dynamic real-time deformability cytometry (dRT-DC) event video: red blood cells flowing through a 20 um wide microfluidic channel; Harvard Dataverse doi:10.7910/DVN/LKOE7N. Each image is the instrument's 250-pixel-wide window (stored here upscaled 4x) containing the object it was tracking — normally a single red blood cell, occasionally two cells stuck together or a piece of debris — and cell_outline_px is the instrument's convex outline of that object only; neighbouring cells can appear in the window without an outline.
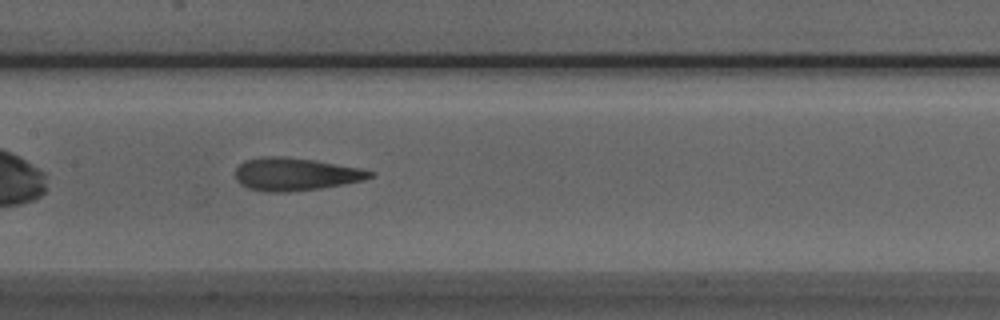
{"species": "Egyptian fruit bat (a non-hibernating species)", "species_latin": "Rousettus aegyptiacus", "temperature_condition": "room temperature", "stored_images_in_passage": 35, "camera_frame_rate_fps": 3000, "um_per_image_px": 0.085, "animal": {"sex": "male"}, "frame": {"image": 1, "passage_image": 10, "time_ms": 3.0, "image_size_px": [1000, 320], "cell_outline_px": [[376, 176], [364, 180], [344, 184], [320, 188], [288, 192], [268, 192], [248, 188], [240, 184], [236, 180], [236, 168], [244, 160], [264, 156], [280, 156], [312, 160], [360, 168], [376, 172]], "centroid_in_image_um": [25.12, 14.81], "position_along_channel_um": 182.3, "area_um2": 25.72}}
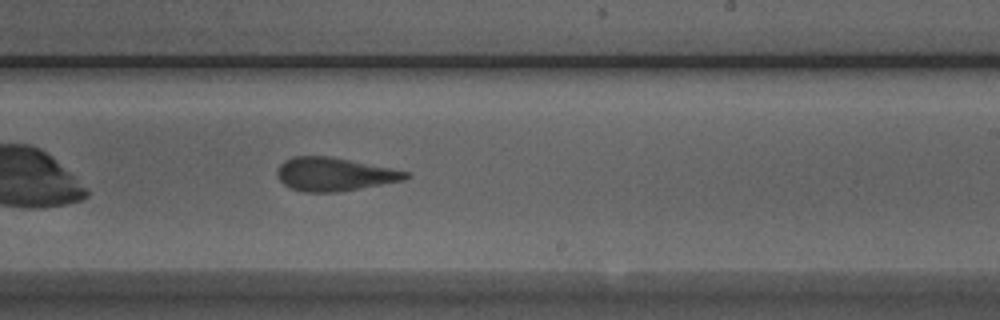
{"frame": {"image": 2, "passage_image": 16, "time_ms": 5.0, "image_size_px": [1000, 320], "cell_outline_px": [[412, 176], [404, 180], [336, 192], [304, 192], [292, 188], [284, 184], [280, 180], [276, 172], [280, 164], [284, 160], [292, 156], [332, 156], [408, 172]], "centroid_in_image_um": [28.39, 14.8], "position_along_channel_um": 260.6, "area_um2": 24.8}}
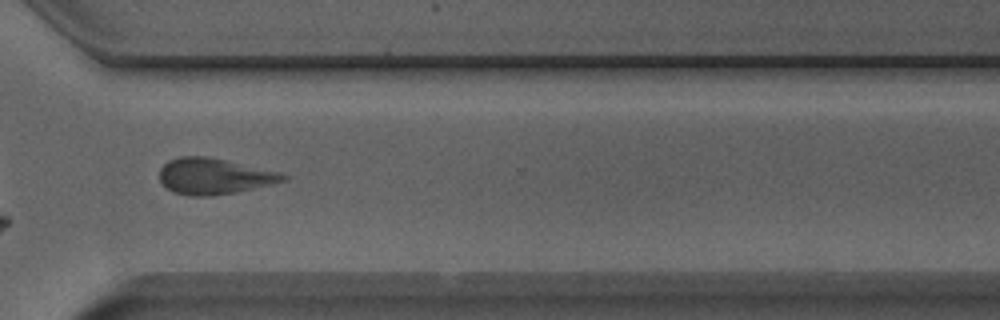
{"frame": {"image": 3, "passage_image": 23, "time_ms": 7.333, "image_size_px": [1000, 320], "cell_outline_px": [[288, 176], [284, 180], [236, 192], [212, 196], [188, 196], [172, 192], [160, 180], [160, 168], [168, 160], [180, 156], [204, 156], [224, 160], [280, 172]], "centroid_in_image_um": [18.13, 14.98], "position_along_channel_um": 352.5, "area_um2": 25.55}, "authors_computed_cell_mechanics": {"area_um2": 24.7962, "velocity_mm_per_s": 3.9371, "shape_relaxation_time_tau1_ms": 9.1396, "shape_relaxation_time_tau2_ms": 2.2244, "deformation_change_tau1": 0.1885, "deformation_change_tau2": 0.0905}}